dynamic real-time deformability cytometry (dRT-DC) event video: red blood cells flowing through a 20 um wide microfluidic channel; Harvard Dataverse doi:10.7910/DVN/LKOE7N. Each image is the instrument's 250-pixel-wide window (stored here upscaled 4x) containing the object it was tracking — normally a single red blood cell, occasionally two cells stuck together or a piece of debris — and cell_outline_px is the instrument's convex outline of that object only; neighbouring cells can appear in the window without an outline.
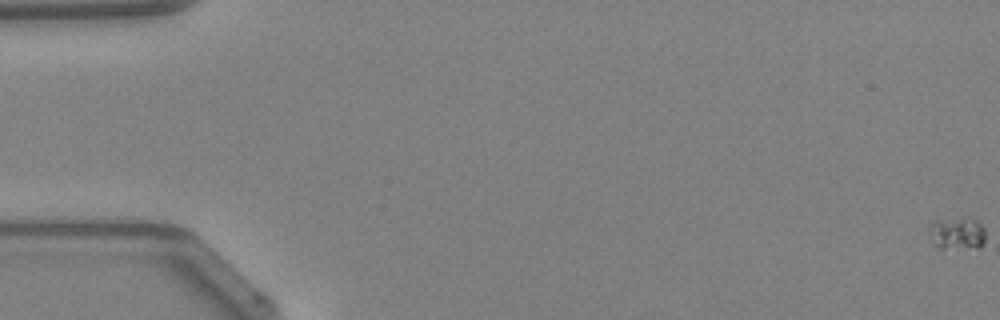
{"species": "Egyptian fruit bat (a non-hibernating species)", "species_latin": "Rousettus aegyptiacus", "temperature_condition": "warm", "stored_images_in_passage": 16, "camera_frame_rate_fps": 3000, "um_per_image_px": 0.085, "animal": {"sex": "female"}, "frame": {"image": 1, "passage_image": 1, "time_ms": 0.0, "image_size_px": [1000, 320], "cell_outline_px": [[984, 244], [980, 248], [936, 248], [932, 244], [928, 232], [928, 228], [932, 220], [976, 220], [984, 228]], "centroid_in_image_um": [81.3, 19.89], "position_along_channel_um": 3.7, "area_um2": 10.58}}